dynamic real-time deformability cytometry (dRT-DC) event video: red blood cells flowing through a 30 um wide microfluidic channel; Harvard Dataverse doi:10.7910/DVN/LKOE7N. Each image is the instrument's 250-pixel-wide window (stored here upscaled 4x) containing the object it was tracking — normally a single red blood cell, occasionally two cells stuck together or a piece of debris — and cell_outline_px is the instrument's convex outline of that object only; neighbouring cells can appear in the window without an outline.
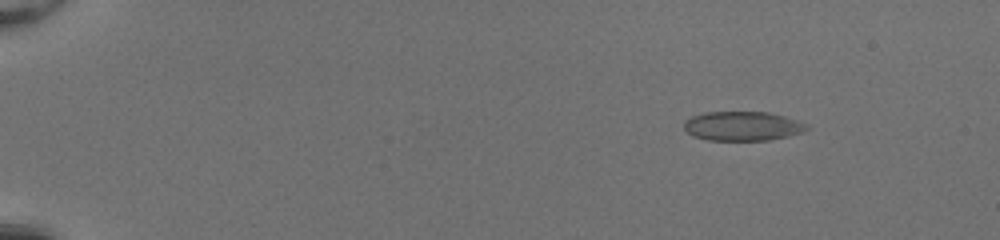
{"species": "common noctule bat (a hibernating species)", "species_latin": "Nyctalus noctula", "temperature_condition": "room temperature", "stored_images_in_passage": 53, "camera_frame_rate_fps": 3000, "um_per_image_px": 0.085, "animal": {"sex": "female", "body_mass_g": 20.0, "forearm_length_mm": 54.0}, "frame": {"image": 1, "passage_image": 8, "time_ms": 2.333, "image_size_px": [1000, 240], "cell_outline_px": [[812, 128], [804, 132], [788, 136], [768, 140], [708, 140], [692, 136], [684, 128], [684, 120], [692, 116], [704, 112], [768, 112], [784, 116], [808, 124]], "centroid_in_image_um": [63.14, 10.72], "position_along_channel_um": 21.9, "area_um2": 21.1}}
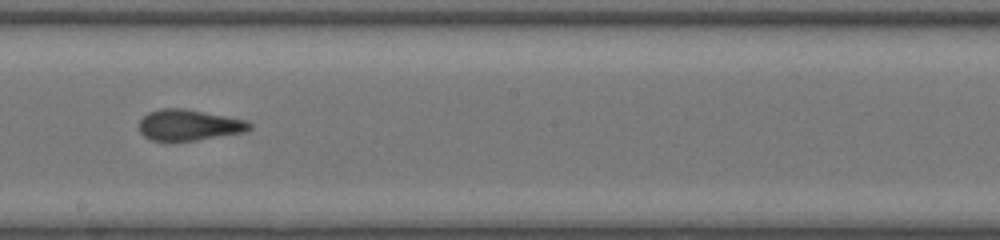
{"frame": {"image": 2, "passage_image": 33, "time_ms": 10.667, "image_size_px": [1000, 240], "cell_outline_px": [[252, 128], [244, 132], [196, 140], [152, 140], [144, 136], [140, 132], [140, 120], [148, 112], [160, 108], [184, 108], [248, 120], [252, 124]], "centroid_in_image_um": [16.08, 10.61], "position_along_channel_um": 232.1, "area_um2": 19.83}}
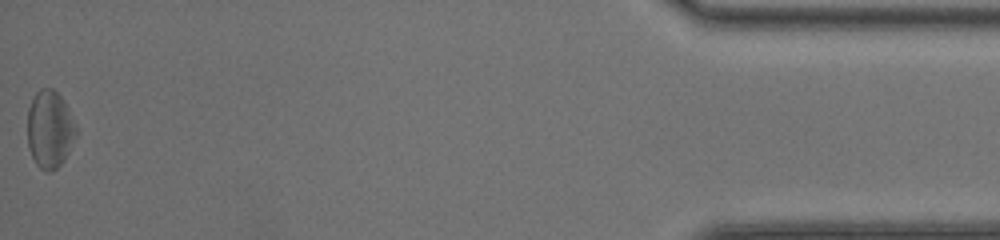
{"frame": {"image": 3, "passage_image": 53, "time_ms": 17.333, "image_size_px": [1000, 240], "cell_outline_px": [[76, 136], [64, 160], [52, 172], [48, 172], [40, 168], [36, 164], [28, 148], [28, 108], [36, 92], [40, 88], [52, 88], [60, 96], [76, 124]], "centroid_in_image_um": [4.22, 11.01], "position_along_channel_um": 431.0, "area_um2": 21.79}, "authors_computed_cell_mechanics": {"area_um2": 20.7502, "velocity_mm_per_s": 4.1609, "shape_relaxation_time_tau1_ms": 8.6308, "shape_relaxation_time_tau2_ms": 1.3641, "deformation_change_tau1": 0.194, "deformation_change_tau2": 0.063}}